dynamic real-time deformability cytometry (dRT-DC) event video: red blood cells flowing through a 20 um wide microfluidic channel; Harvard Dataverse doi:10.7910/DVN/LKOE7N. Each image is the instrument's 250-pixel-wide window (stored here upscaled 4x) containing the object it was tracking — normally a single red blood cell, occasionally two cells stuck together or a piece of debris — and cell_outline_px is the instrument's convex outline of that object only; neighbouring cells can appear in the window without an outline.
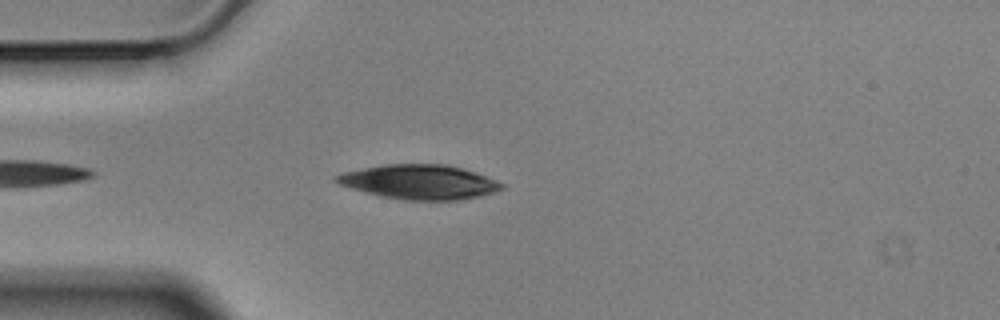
{"species": "Egyptian fruit bat (a non-hibernating species)", "species_latin": "Rousettus aegyptiacus", "temperature_condition": "cold", "stored_images_in_passage": 42, "camera_frame_rate_fps": 3000, "um_per_image_px": 0.085, "animal": {"sex": "male"}, "frame": {"image": 1, "passage_image": 4, "time_ms": 1.0, "image_size_px": [1000, 320], "cell_outline_px": [[504, 188], [492, 192], [476, 196], [456, 200], [404, 200], [380, 196], [352, 188], [340, 184], [332, 180], [340, 172], [384, 164], [448, 164], [464, 168], [476, 172], [496, 180], [504, 184]], "centroid_in_image_um": [35.62, 15.45], "position_along_channel_um": 49.4, "area_um2": 33.18}}
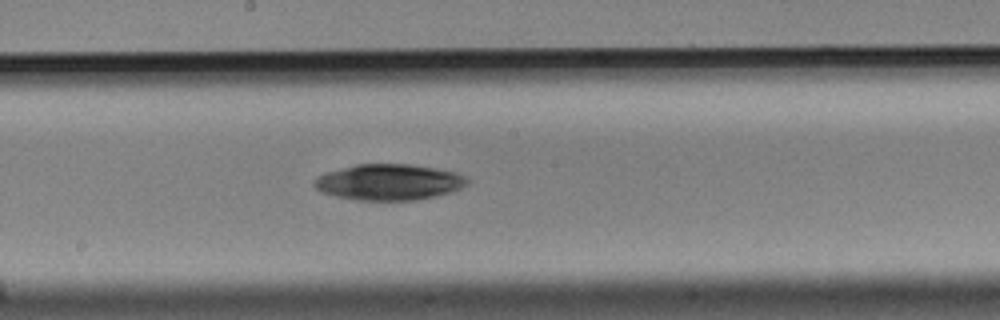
{"frame": {"image": 2, "passage_image": 19, "time_ms": 6.0, "image_size_px": [1000, 320], "cell_outline_px": [[468, 184], [452, 192], [416, 200], [356, 200], [336, 196], [324, 192], [316, 188], [312, 184], [320, 176], [328, 172], [356, 164], [408, 164], [436, 168], [456, 172], [464, 176], [468, 180]], "centroid_in_image_um": [33.1, 15.48], "position_along_channel_um": 215.1, "area_um2": 31.79}}
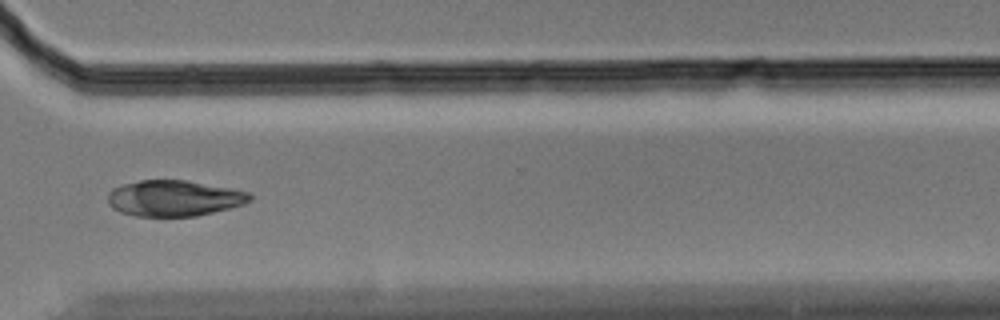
{"frame": {"image": 3, "passage_image": 31, "time_ms": 10.0, "image_size_px": [1000, 320], "cell_outline_px": [[252, 200], [244, 204], [196, 216], [136, 216], [120, 212], [112, 208], [108, 204], [108, 192], [112, 188], [120, 184], [140, 180], [184, 180], [228, 188], [248, 192], [252, 196]], "centroid_in_image_um": [14.73, 16.85], "position_along_channel_um": 355.9, "area_um2": 29.65}}